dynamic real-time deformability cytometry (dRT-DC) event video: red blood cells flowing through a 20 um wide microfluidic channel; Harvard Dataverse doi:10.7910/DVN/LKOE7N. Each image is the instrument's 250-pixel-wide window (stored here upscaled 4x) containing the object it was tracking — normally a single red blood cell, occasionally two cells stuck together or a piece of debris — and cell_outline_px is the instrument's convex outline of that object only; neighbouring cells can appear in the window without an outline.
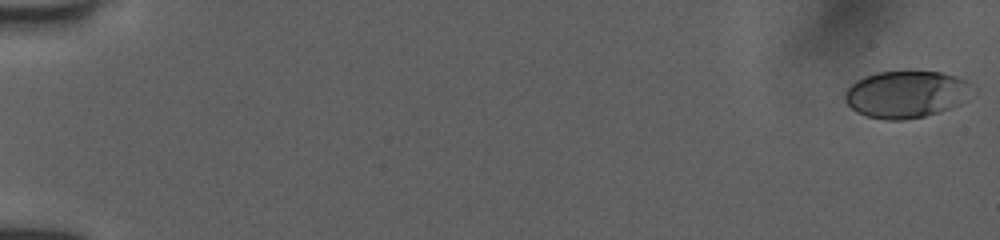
{"species": "human", "species_latin": "Homo sapiens", "temperature_condition": "room temperature", "stored_images_in_passage": 53, "camera_frame_rate_fps": 3000, "um_per_image_px": 0.085, "donor": {"sex": "female"}, "frame": {"image": 1, "passage_image": 1, "time_ms": 0.0, "image_size_px": [1000, 240], "cell_outline_px": [[976, 96], [952, 108], [940, 112], [924, 116], [904, 120], [884, 120], [868, 116], [856, 112], [844, 100], [844, 92], [856, 80], [864, 76], [876, 72], [940, 72], [956, 76], [968, 80], [976, 88]], "centroid_in_image_um": [77.12, 8.02], "position_along_channel_um": 7.9, "area_um2": 35.66}}
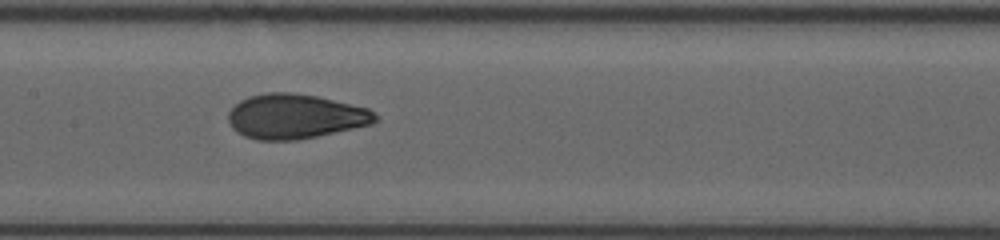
{"frame": {"image": 2, "passage_image": 28, "time_ms": 9.0, "image_size_px": [1000, 240], "cell_outline_px": [[380, 116], [372, 124], [316, 136], [296, 140], [256, 140], [244, 136], [232, 128], [228, 120], [228, 112], [240, 100], [248, 96], [268, 92], [292, 92], [316, 96], [368, 108]], "centroid_in_image_um": [25.08, 9.89], "position_along_channel_um": 182.3, "area_um2": 38.21}}
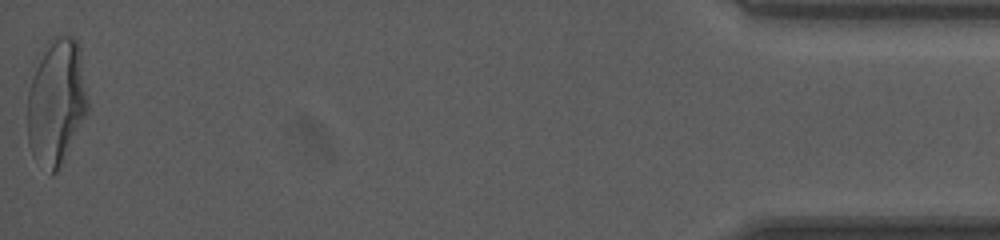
{"frame": {"image": 3, "passage_image": 53, "time_ms": 17.333, "image_size_px": [1000, 240], "cell_outline_px": [[88, 112], [56, 172], [52, 176], [32, 152], [28, 144], [28, 92], [44, 44], [52, 36], [72, 36], [80, 44], [88, 100]], "centroid_in_image_um": [4.81, 8.59], "position_along_channel_um": 430.4, "area_um2": 43.99}, "authors_computed_cell_mechanics": {"area_um2": 37.6856, "velocity_mm_per_s": 4.0034, "shape_relaxation_time_tau1_ms": 6.9781, "shape_relaxation_time_tau2_ms": 0.7164, "deformation_change_tau1": 0.2298, "deformation_change_tau2": 0.0545}}